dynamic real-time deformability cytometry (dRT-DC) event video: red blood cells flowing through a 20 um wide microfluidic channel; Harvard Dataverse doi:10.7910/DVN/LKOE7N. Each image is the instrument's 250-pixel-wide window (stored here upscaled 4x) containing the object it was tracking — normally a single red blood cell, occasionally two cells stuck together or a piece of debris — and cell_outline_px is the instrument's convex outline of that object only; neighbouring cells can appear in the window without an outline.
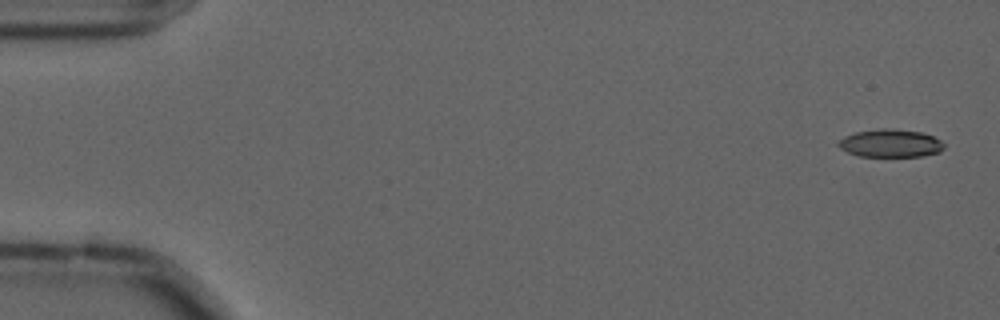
{"species": "common noctule bat (a hibernating species)", "species_latin": "Nyctalus noctula", "temperature_condition": "cold", "stored_images_in_passage": 17, "camera_frame_rate_fps": 3000, "um_per_image_px": 0.085, "animal": {"sex": "male", "forearm_length_mm": 52.5}, "frame": {"image": 1, "passage_image": 1, "time_ms": 0.0, "image_size_px": [1000, 320], "cell_outline_px": [[944, 148], [940, 152], [924, 156], [856, 156], [840, 148], [836, 144], [844, 136], [856, 132], [880, 128], [892, 128], [920, 132], [932, 136], [940, 140], [944, 144]], "centroid_in_image_um": [75.68, 12.18], "position_along_channel_um": 9.3, "area_um2": 17.22}}
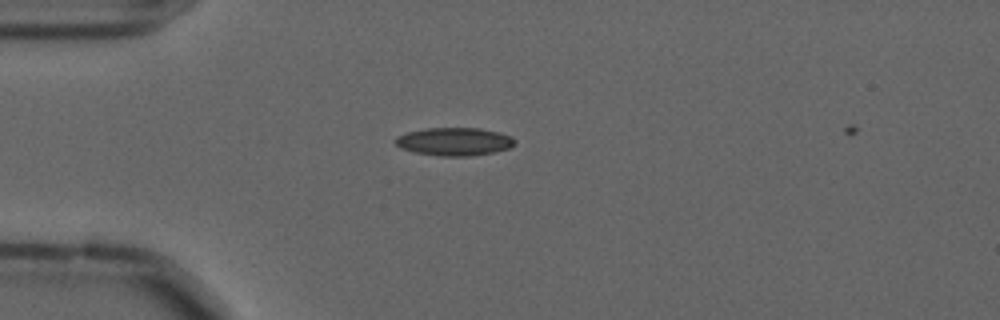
{"frame": {"image": 2, "passage_image": 14, "time_ms": 4.333, "image_size_px": [1000, 320], "cell_outline_px": [[516, 144], [508, 148], [492, 152], [472, 156], [440, 156], [416, 152], [400, 148], [392, 140], [396, 136], [408, 132], [424, 128], [480, 128], [500, 132], [512, 136], [516, 140]], "centroid_in_image_um": [38.62, 12.02], "position_along_channel_um": 46.4, "area_um2": 19.65}}